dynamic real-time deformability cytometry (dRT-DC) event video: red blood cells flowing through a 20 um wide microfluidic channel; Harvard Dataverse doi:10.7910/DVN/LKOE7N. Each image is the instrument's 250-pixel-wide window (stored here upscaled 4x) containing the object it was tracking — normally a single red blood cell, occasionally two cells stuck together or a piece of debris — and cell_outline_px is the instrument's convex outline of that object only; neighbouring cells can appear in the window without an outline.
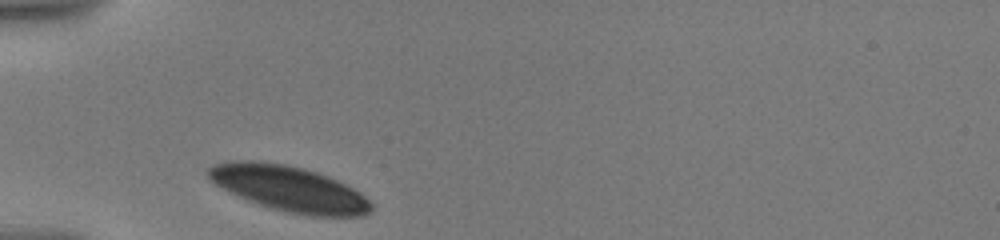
{"species": "human", "species_latin": "Homo sapiens", "temperature_condition": "warm", "stored_images_in_passage": 58, "camera_frame_rate_fps": 3000, "um_per_image_px": 0.085, "donor": {"sex": "male"}, "frame": {"image": 1, "passage_image": 1, "time_ms": 0.0, "image_size_px": [1000, 240], "cell_outline_px": [[372, 212], [360, 216], [308, 216], [284, 212], [248, 200], [216, 184], [204, 172], [204, 168], [212, 164], [228, 160], [248, 160], [284, 164], [304, 168], [328, 176], [360, 192], [372, 204]], "centroid_in_image_um": [24.55, 16.03], "position_along_channel_um": 60.4, "area_um2": 43.12}}
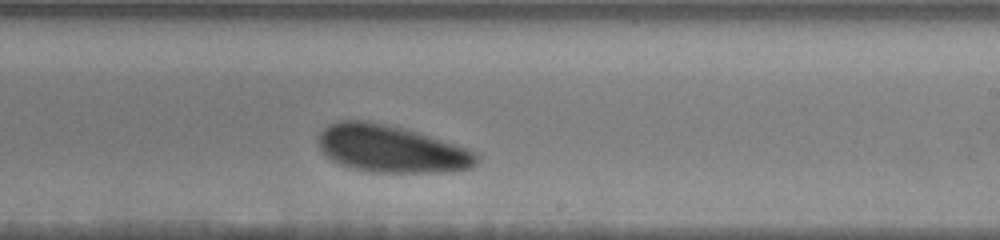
{"frame": {"image": 2, "passage_image": 34, "time_ms": 6.0, "image_size_px": [1000, 240], "cell_outline_px": [[480, 160], [472, 168], [452, 172], [368, 172], [352, 168], [340, 164], [332, 160], [320, 148], [320, 132], [328, 124], [340, 120], [364, 120], [404, 128], [468, 148], [476, 152], [480, 156]], "centroid_in_image_um": [33.31, 12.66], "position_along_channel_um": 255.7, "area_um2": 43.64}}
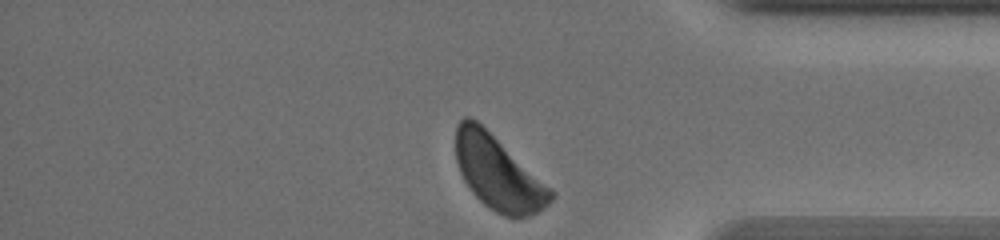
{"frame": {"image": 3, "passage_image": 58, "time_ms": 10.333, "image_size_px": [1000, 240], "cell_outline_px": [[556, 196], [544, 208], [528, 216], [504, 216], [488, 208], [472, 192], [464, 180], [460, 172], [456, 160], [456, 124], [464, 116], [468, 116], [476, 120], [556, 192]], "centroid_in_image_um": [42.34, 14.7], "position_along_channel_um": 392.9, "area_um2": 40.46}, "authors_computed_cell_mechanics": {"area_um2": 43.8702, "velocity_mm_per_s": 3.4299, "shape_relaxation_time_tau1_ms": 2.1275, "shape_relaxation_time_tau2_ms": null, "deformation_change_tau1": 0.0696, "deformation_change_tau2": null}}